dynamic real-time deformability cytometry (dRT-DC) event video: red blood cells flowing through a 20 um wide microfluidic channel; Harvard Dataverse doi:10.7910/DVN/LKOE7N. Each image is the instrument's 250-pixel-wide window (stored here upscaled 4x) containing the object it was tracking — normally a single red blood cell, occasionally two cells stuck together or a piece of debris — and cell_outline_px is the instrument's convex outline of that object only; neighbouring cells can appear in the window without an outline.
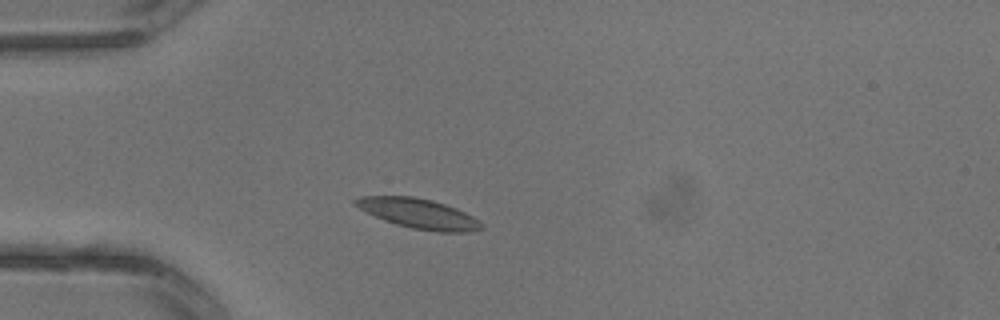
{"species": "common noctule bat (a hibernating species)", "species_latin": "Nyctalus noctula", "temperature_condition": "warm", "stored_images_in_passage": 1, "camera_frame_rate_fps": 3000, "um_per_image_px": 0.085, "animal": {"sex": "male", "body_mass_g": 13.3}, "frame": {"image": 1, "passage_image": 1, "time_ms": 0.0, "image_size_px": [1000, 320], "cell_outline_px": [[484, 228], [468, 232], [440, 232], [412, 228], [396, 224], [384, 220], [352, 204], [352, 200], [360, 196], [412, 196], [432, 200], [456, 208], [472, 216], [484, 224]], "centroid_in_image_um": [35.59, 18.15], "position_along_channel_um": 49.4, "area_um2": 21.79}}